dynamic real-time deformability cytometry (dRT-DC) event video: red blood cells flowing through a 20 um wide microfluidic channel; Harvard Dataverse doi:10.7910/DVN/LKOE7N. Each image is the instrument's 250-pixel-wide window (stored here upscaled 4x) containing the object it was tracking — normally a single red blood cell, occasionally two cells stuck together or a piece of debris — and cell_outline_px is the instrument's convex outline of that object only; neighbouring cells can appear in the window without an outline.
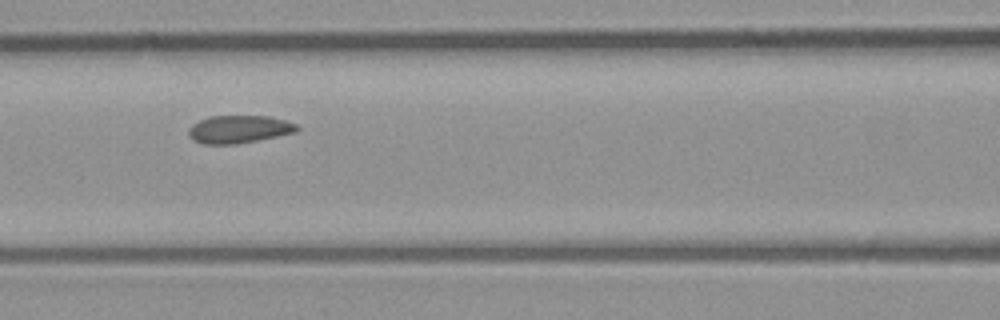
{"species": "common noctule bat (a hibernating species)", "species_latin": "Nyctalus noctula", "temperature_condition": "room temperature", "stored_images_in_passage": 9, "camera_frame_rate_fps": 3000, "um_per_image_px": 0.085, "animal": {"sex": "male", "body_mass_g": 23.1, "forearm_length_mm": 52.7}, "frame": {"image": 1, "passage_image": 6, "time_ms": 1.667, "image_size_px": [1000, 320], "cell_outline_px": [[300, 128], [296, 132], [236, 144], [204, 144], [192, 140], [188, 132], [188, 128], [192, 124], [208, 116], [268, 116], [284, 120], [296, 124]], "centroid_in_image_um": [20.28, 10.98], "position_along_channel_um": 146.3, "area_um2": 17.46}}
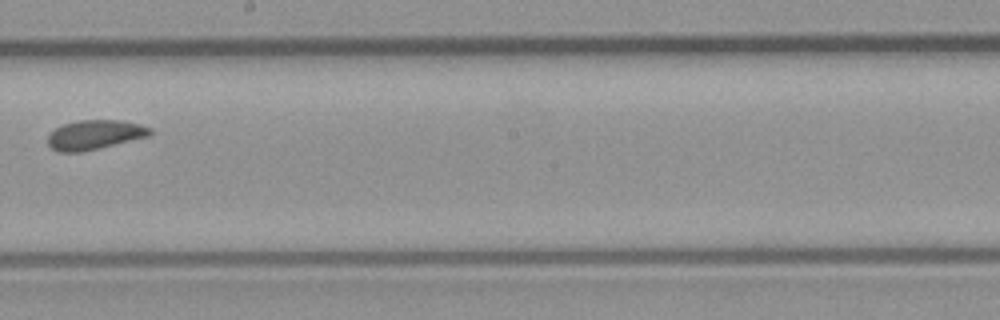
{"frame": {"image": 2, "passage_image": 8, "time_ms": 2.333, "image_size_px": [1000, 320], "cell_outline_px": [[152, 132], [148, 136], [80, 152], [60, 152], [52, 148], [48, 144], [48, 136], [56, 128], [64, 124], [80, 120], [124, 120], [140, 124], [152, 128]], "centroid_in_image_um": [8.06, 11.44], "position_along_channel_um": 240.1, "area_um2": 17.28}}
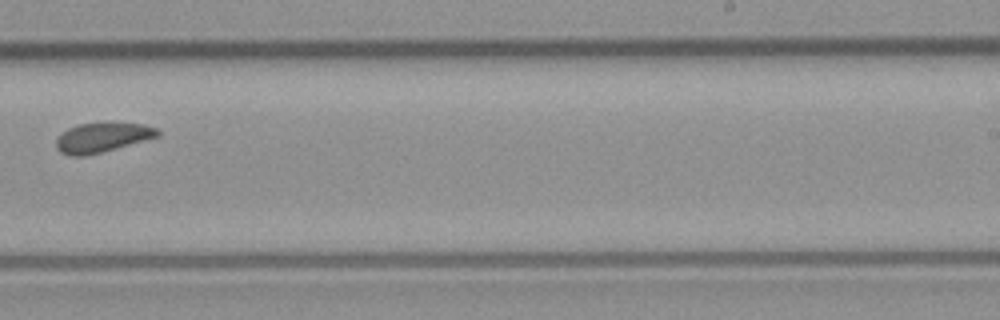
{"frame": {"image": 3, "passage_image": 9, "time_ms": 2.667, "image_size_px": [1000, 320], "cell_outline_px": [[160, 136], [100, 152], [84, 156], [72, 156], [60, 152], [56, 148], [56, 140], [68, 128], [80, 124], [144, 124], [156, 128], [160, 132]], "centroid_in_image_um": [8.68, 11.7], "position_along_channel_um": 280.3, "area_um2": 16.88}}